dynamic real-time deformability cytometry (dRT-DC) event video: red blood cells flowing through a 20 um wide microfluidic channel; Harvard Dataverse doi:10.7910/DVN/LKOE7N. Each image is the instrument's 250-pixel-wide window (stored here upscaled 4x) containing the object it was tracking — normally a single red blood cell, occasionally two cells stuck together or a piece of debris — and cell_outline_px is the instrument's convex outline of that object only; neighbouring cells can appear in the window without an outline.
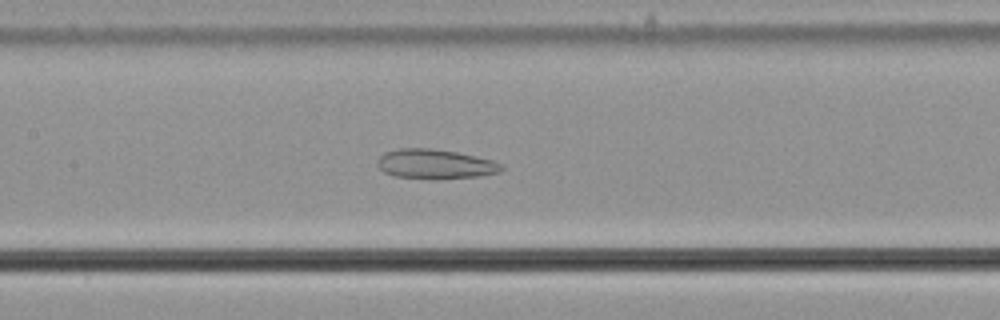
{"species": "common noctule bat (a hibernating species)", "species_latin": "Nyctalus noctula", "temperature_condition": "cold", "stored_images_in_passage": 58, "camera_frame_rate_fps": 3000, "um_per_image_px": 0.085, "animal": {"sex": "male", "body_mass_g": 21.5, "forearm_length_mm": 52.0}, "frame": {"image": 1, "passage_image": 28, "time_ms": 9.0, "image_size_px": [1000, 320], "cell_outline_px": [[504, 168], [500, 172], [480, 176], [436, 180], [432, 180], [392, 176], [384, 172], [380, 168], [380, 156], [388, 152], [400, 148], [428, 148], [456, 152], [492, 160], [500, 164]], "centroid_in_image_um": [37.02, 13.97], "position_along_channel_um": 170.4, "area_um2": 21.33}}
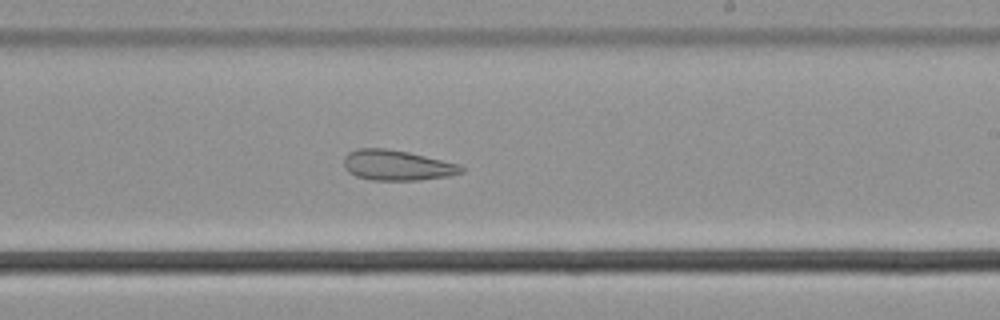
{"frame": {"image": 2, "passage_image": 35, "time_ms": 11.333, "image_size_px": [1000, 320], "cell_outline_px": [[464, 172], [452, 176], [420, 180], [372, 180], [356, 176], [348, 172], [344, 168], [344, 156], [348, 152], [356, 148], [384, 148], [408, 152], [456, 164], [464, 168]], "centroid_in_image_um": [33.7, 14.05], "position_along_channel_um": 255.3, "area_um2": 20.75}}
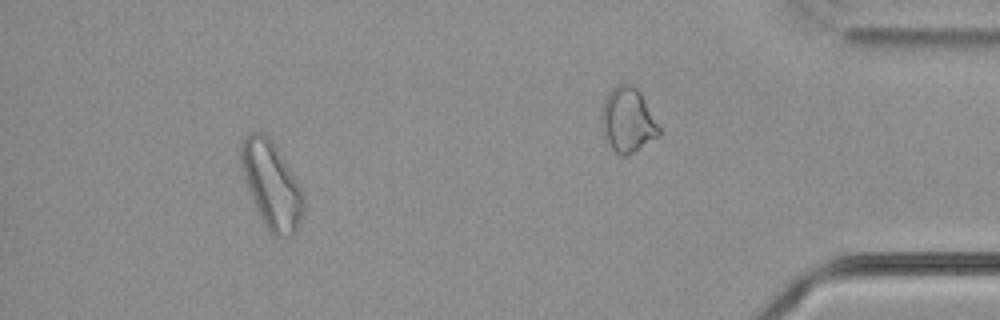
{"frame": {"image": 3, "passage_image": 53, "time_ms": 17.333, "image_size_px": [1000, 320], "cell_outline_px": [[304, 212], [296, 232], [292, 236], [272, 236], [268, 232], [260, 220], [248, 192], [240, 168], [240, 140], [248, 132], [260, 132], [272, 140], [292, 172], [304, 196]], "centroid_in_image_um": [23.03, 15.74], "position_along_channel_um": 412.2, "area_um2": 32.19}}